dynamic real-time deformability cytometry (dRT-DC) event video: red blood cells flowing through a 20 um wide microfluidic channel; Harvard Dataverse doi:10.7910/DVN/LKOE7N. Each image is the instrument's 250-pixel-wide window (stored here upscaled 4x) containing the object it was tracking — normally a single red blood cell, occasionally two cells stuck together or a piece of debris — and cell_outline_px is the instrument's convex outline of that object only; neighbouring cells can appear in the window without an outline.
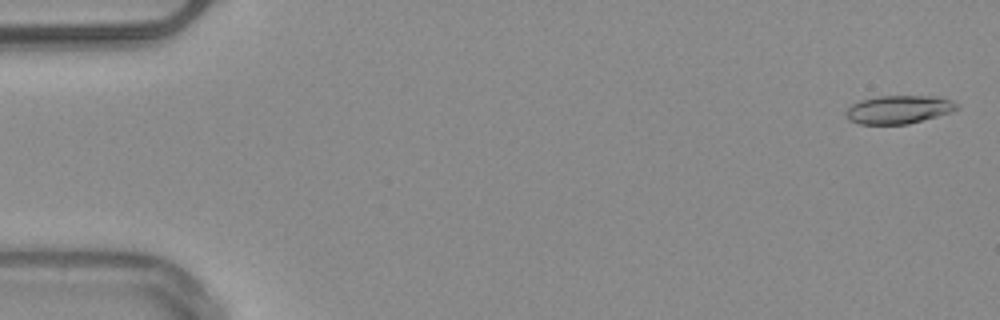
{"species": "common noctule bat (a hibernating species)", "species_latin": "Nyctalus noctula", "temperature_condition": "warm", "stored_images_in_passage": 16, "camera_frame_rate_fps": 3000, "um_per_image_px": 0.085, "animal": {"sex": "male", "body_mass_g": 20.4}, "frame": {"image": 1, "passage_image": 2, "time_ms": 0.333, "image_size_px": [1000, 320], "cell_outline_px": [[960, 108], [952, 112], [908, 124], [860, 124], [848, 120], [848, 108], [852, 104], [860, 100], [880, 96], [940, 96], [952, 100], [960, 104]], "centroid_in_image_um": [76.47, 9.3], "position_along_channel_um": 8.5, "area_um2": 18.32}}
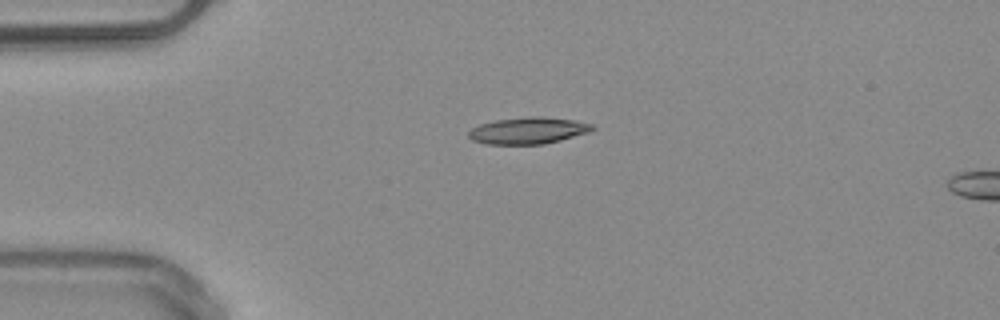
{"frame": {"image": 2, "passage_image": 13, "time_ms": 4.0, "image_size_px": [1000, 320], "cell_outline_px": [[596, 128], [588, 132], [560, 140], [544, 144], [484, 144], [472, 140], [468, 136], [468, 132], [472, 128], [480, 124], [496, 120], [528, 116], [540, 116], [576, 120], [592, 124]], "centroid_in_image_um": [44.88, 11.09], "position_along_channel_um": 40.1, "area_um2": 19.25}}